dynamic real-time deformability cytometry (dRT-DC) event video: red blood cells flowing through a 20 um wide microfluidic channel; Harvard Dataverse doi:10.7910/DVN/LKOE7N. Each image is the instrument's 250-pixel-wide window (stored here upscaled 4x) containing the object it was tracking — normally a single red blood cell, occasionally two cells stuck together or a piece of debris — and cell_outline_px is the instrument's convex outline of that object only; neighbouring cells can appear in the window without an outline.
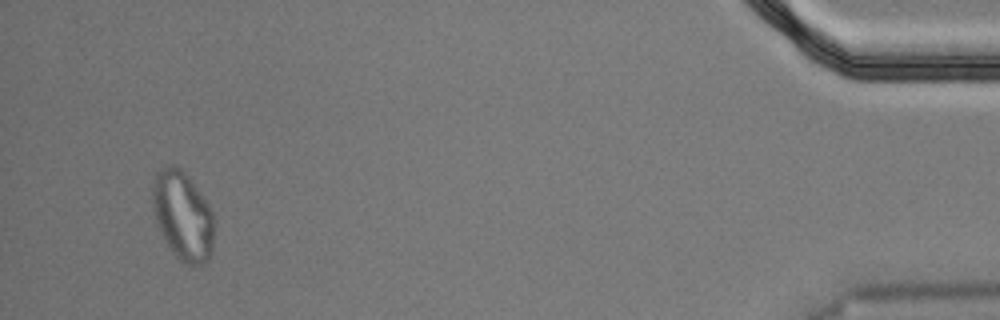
{"species": "Egyptian fruit bat (a non-hibernating species)", "species_latin": "Rousettus aegyptiacus", "temperature_condition": "cold", "stored_images_in_passage": 56, "segment_of_instrument_passage": [2, 2], "camera_frame_rate_fps": 3000, "um_per_image_px": 0.085, "animal": {"sex": "male"}, "frame": {"image": 1, "passage_image": 54, "time_ms": 17.667, "image_size_px": [1000, 320], "cell_outline_px": [[216, 224], [212, 252], [208, 260], [204, 264], [196, 268], [180, 260], [172, 252], [156, 220], [152, 208], [152, 184], [156, 172], [168, 164], [184, 172], [188, 176], [208, 204], [212, 212]], "centroid_in_image_um": [15.57, 18.38], "position_along_channel_um": 419.6, "area_um2": 32.08}}